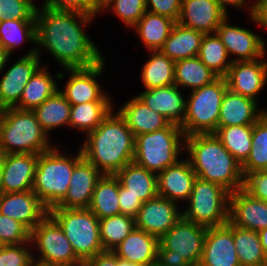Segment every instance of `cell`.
<instances>
[{
    "label": "cell",
    "mask_w": 267,
    "mask_h": 266,
    "mask_svg": "<svg viewBox=\"0 0 267 266\" xmlns=\"http://www.w3.org/2000/svg\"><path fill=\"white\" fill-rule=\"evenodd\" d=\"M251 21L267 29V0L261 2L259 15H250Z\"/></svg>",
    "instance_id": "f5cc1de1"
},
{
    "label": "cell",
    "mask_w": 267,
    "mask_h": 266,
    "mask_svg": "<svg viewBox=\"0 0 267 266\" xmlns=\"http://www.w3.org/2000/svg\"><path fill=\"white\" fill-rule=\"evenodd\" d=\"M118 15L121 21L132 28L147 11L146 0H110L100 10V13L105 10Z\"/></svg>",
    "instance_id": "7bdbcfd3"
},
{
    "label": "cell",
    "mask_w": 267,
    "mask_h": 266,
    "mask_svg": "<svg viewBox=\"0 0 267 266\" xmlns=\"http://www.w3.org/2000/svg\"><path fill=\"white\" fill-rule=\"evenodd\" d=\"M228 222L259 232L267 228V202L255 198L243 188L229 195Z\"/></svg>",
    "instance_id": "e0dca14e"
},
{
    "label": "cell",
    "mask_w": 267,
    "mask_h": 266,
    "mask_svg": "<svg viewBox=\"0 0 267 266\" xmlns=\"http://www.w3.org/2000/svg\"><path fill=\"white\" fill-rule=\"evenodd\" d=\"M196 178L188 158L178 160L157 174L158 195L176 203L187 202Z\"/></svg>",
    "instance_id": "603a6c76"
},
{
    "label": "cell",
    "mask_w": 267,
    "mask_h": 266,
    "mask_svg": "<svg viewBox=\"0 0 267 266\" xmlns=\"http://www.w3.org/2000/svg\"><path fill=\"white\" fill-rule=\"evenodd\" d=\"M28 244L1 245L0 266H30L35 254Z\"/></svg>",
    "instance_id": "f6af8a7d"
},
{
    "label": "cell",
    "mask_w": 267,
    "mask_h": 266,
    "mask_svg": "<svg viewBox=\"0 0 267 266\" xmlns=\"http://www.w3.org/2000/svg\"><path fill=\"white\" fill-rule=\"evenodd\" d=\"M233 239L241 266H262L266 262L258 232L233 225Z\"/></svg>",
    "instance_id": "8d00e7d4"
},
{
    "label": "cell",
    "mask_w": 267,
    "mask_h": 266,
    "mask_svg": "<svg viewBox=\"0 0 267 266\" xmlns=\"http://www.w3.org/2000/svg\"><path fill=\"white\" fill-rule=\"evenodd\" d=\"M228 89L225 77L190 92L186 100L184 121L180 125L184 136L215 133L223 96Z\"/></svg>",
    "instance_id": "9c48e42d"
},
{
    "label": "cell",
    "mask_w": 267,
    "mask_h": 266,
    "mask_svg": "<svg viewBox=\"0 0 267 266\" xmlns=\"http://www.w3.org/2000/svg\"><path fill=\"white\" fill-rule=\"evenodd\" d=\"M24 41L36 45L35 20H9L5 18L0 20V44L10 55Z\"/></svg>",
    "instance_id": "f35d334b"
},
{
    "label": "cell",
    "mask_w": 267,
    "mask_h": 266,
    "mask_svg": "<svg viewBox=\"0 0 267 266\" xmlns=\"http://www.w3.org/2000/svg\"><path fill=\"white\" fill-rule=\"evenodd\" d=\"M241 169L243 176L267 169V112L253 125L251 151Z\"/></svg>",
    "instance_id": "b9f144b4"
},
{
    "label": "cell",
    "mask_w": 267,
    "mask_h": 266,
    "mask_svg": "<svg viewBox=\"0 0 267 266\" xmlns=\"http://www.w3.org/2000/svg\"><path fill=\"white\" fill-rule=\"evenodd\" d=\"M105 59L87 68H64L68 72L69 79L65 88L60 93L71 105H77L92 101H112L99 85L96 77L102 76Z\"/></svg>",
    "instance_id": "7c38bea8"
},
{
    "label": "cell",
    "mask_w": 267,
    "mask_h": 266,
    "mask_svg": "<svg viewBox=\"0 0 267 266\" xmlns=\"http://www.w3.org/2000/svg\"><path fill=\"white\" fill-rule=\"evenodd\" d=\"M185 151L198 178L219 184L230 193L243 188L240 163L214 133L186 136Z\"/></svg>",
    "instance_id": "3957f363"
},
{
    "label": "cell",
    "mask_w": 267,
    "mask_h": 266,
    "mask_svg": "<svg viewBox=\"0 0 267 266\" xmlns=\"http://www.w3.org/2000/svg\"><path fill=\"white\" fill-rule=\"evenodd\" d=\"M230 192L219 184L196 178L182 217L206 227L228 222Z\"/></svg>",
    "instance_id": "30bf717a"
},
{
    "label": "cell",
    "mask_w": 267,
    "mask_h": 266,
    "mask_svg": "<svg viewBox=\"0 0 267 266\" xmlns=\"http://www.w3.org/2000/svg\"><path fill=\"white\" fill-rule=\"evenodd\" d=\"M243 189L253 197L267 202V169L247 173Z\"/></svg>",
    "instance_id": "c3c4849f"
},
{
    "label": "cell",
    "mask_w": 267,
    "mask_h": 266,
    "mask_svg": "<svg viewBox=\"0 0 267 266\" xmlns=\"http://www.w3.org/2000/svg\"><path fill=\"white\" fill-rule=\"evenodd\" d=\"M216 2L221 6V8L228 14V7L232 5V7L243 8L245 7L247 1L246 0H216Z\"/></svg>",
    "instance_id": "db71d44e"
},
{
    "label": "cell",
    "mask_w": 267,
    "mask_h": 266,
    "mask_svg": "<svg viewBox=\"0 0 267 266\" xmlns=\"http://www.w3.org/2000/svg\"><path fill=\"white\" fill-rule=\"evenodd\" d=\"M30 266H63V265L44 263V262L38 261L36 259H33Z\"/></svg>",
    "instance_id": "91938a15"
},
{
    "label": "cell",
    "mask_w": 267,
    "mask_h": 266,
    "mask_svg": "<svg viewBox=\"0 0 267 266\" xmlns=\"http://www.w3.org/2000/svg\"><path fill=\"white\" fill-rule=\"evenodd\" d=\"M120 214H126L132 217L138 215L139 209L142 207L143 202L130 193L124 188L119 182V193H118Z\"/></svg>",
    "instance_id": "f907efd6"
},
{
    "label": "cell",
    "mask_w": 267,
    "mask_h": 266,
    "mask_svg": "<svg viewBox=\"0 0 267 266\" xmlns=\"http://www.w3.org/2000/svg\"><path fill=\"white\" fill-rule=\"evenodd\" d=\"M119 266H141V265L119 259Z\"/></svg>",
    "instance_id": "94428289"
},
{
    "label": "cell",
    "mask_w": 267,
    "mask_h": 266,
    "mask_svg": "<svg viewBox=\"0 0 267 266\" xmlns=\"http://www.w3.org/2000/svg\"><path fill=\"white\" fill-rule=\"evenodd\" d=\"M218 76L198 56L175 62L174 84L192 91L211 84Z\"/></svg>",
    "instance_id": "d6a6232c"
},
{
    "label": "cell",
    "mask_w": 267,
    "mask_h": 266,
    "mask_svg": "<svg viewBox=\"0 0 267 266\" xmlns=\"http://www.w3.org/2000/svg\"><path fill=\"white\" fill-rule=\"evenodd\" d=\"M150 58L143 65L141 81L146 89L166 87L174 84L175 61L160 50L149 51Z\"/></svg>",
    "instance_id": "e575fe53"
},
{
    "label": "cell",
    "mask_w": 267,
    "mask_h": 266,
    "mask_svg": "<svg viewBox=\"0 0 267 266\" xmlns=\"http://www.w3.org/2000/svg\"><path fill=\"white\" fill-rule=\"evenodd\" d=\"M42 9V10H41ZM97 16L75 11L36 10V48L46 49L64 68H87L104 59L99 48L84 31Z\"/></svg>",
    "instance_id": "6da1fadb"
},
{
    "label": "cell",
    "mask_w": 267,
    "mask_h": 266,
    "mask_svg": "<svg viewBox=\"0 0 267 266\" xmlns=\"http://www.w3.org/2000/svg\"><path fill=\"white\" fill-rule=\"evenodd\" d=\"M48 214L61 227L76 256L83 263L104 252L99 219L89 208L53 207L48 210Z\"/></svg>",
    "instance_id": "ba28073f"
},
{
    "label": "cell",
    "mask_w": 267,
    "mask_h": 266,
    "mask_svg": "<svg viewBox=\"0 0 267 266\" xmlns=\"http://www.w3.org/2000/svg\"><path fill=\"white\" fill-rule=\"evenodd\" d=\"M198 57L218 77H225L233 63L228 60L227 49L216 33L204 34Z\"/></svg>",
    "instance_id": "ab89813d"
},
{
    "label": "cell",
    "mask_w": 267,
    "mask_h": 266,
    "mask_svg": "<svg viewBox=\"0 0 267 266\" xmlns=\"http://www.w3.org/2000/svg\"><path fill=\"white\" fill-rule=\"evenodd\" d=\"M39 154H4L2 192L32 190Z\"/></svg>",
    "instance_id": "7402d4cb"
},
{
    "label": "cell",
    "mask_w": 267,
    "mask_h": 266,
    "mask_svg": "<svg viewBox=\"0 0 267 266\" xmlns=\"http://www.w3.org/2000/svg\"><path fill=\"white\" fill-rule=\"evenodd\" d=\"M102 173L82 157L74 166L68 193L56 206L62 208H89L93 191Z\"/></svg>",
    "instance_id": "44dd1931"
},
{
    "label": "cell",
    "mask_w": 267,
    "mask_h": 266,
    "mask_svg": "<svg viewBox=\"0 0 267 266\" xmlns=\"http://www.w3.org/2000/svg\"><path fill=\"white\" fill-rule=\"evenodd\" d=\"M180 90L177 85L173 84L145 89L137 97L151 110L163 115L170 123L181 125L185 116L186 98Z\"/></svg>",
    "instance_id": "cb8c5ba5"
},
{
    "label": "cell",
    "mask_w": 267,
    "mask_h": 266,
    "mask_svg": "<svg viewBox=\"0 0 267 266\" xmlns=\"http://www.w3.org/2000/svg\"><path fill=\"white\" fill-rule=\"evenodd\" d=\"M119 179L115 175H105L97 181L89 209L103 219L120 214Z\"/></svg>",
    "instance_id": "1f68e13d"
},
{
    "label": "cell",
    "mask_w": 267,
    "mask_h": 266,
    "mask_svg": "<svg viewBox=\"0 0 267 266\" xmlns=\"http://www.w3.org/2000/svg\"><path fill=\"white\" fill-rule=\"evenodd\" d=\"M214 134L240 165L247 160L252 147L253 126L217 128Z\"/></svg>",
    "instance_id": "74e56055"
},
{
    "label": "cell",
    "mask_w": 267,
    "mask_h": 266,
    "mask_svg": "<svg viewBox=\"0 0 267 266\" xmlns=\"http://www.w3.org/2000/svg\"><path fill=\"white\" fill-rule=\"evenodd\" d=\"M259 237H260V242L264 251L265 259L267 262V228L263 229L258 232Z\"/></svg>",
    "instance_id": "9f6ffc18"
},
{
    "label": "cell",
    "mask_w": 267,
    "mask_h": 266,
    "mask_svg": "<svg viewBox=\"0 0 267 266\" xmlns=\"http://www.w3.org/2000/svg\"><path fill=\"white\" fill-rule=\"evenodd\" d=\"M10 56L11 55L0 44V74L4 71L5 65H7V61L9 60Z\"/></svg>",
    "instance_id": "11a10c76"
},
{
    "label": "cell",
    "mask_w": 267,
    "mask_h": 266,
    "mask_svg": "<svg viewBox=\"0 0 267 266\" xmlns=\"http://www.w3.org/2000/svg\"><path fill=\"white\" fill-rule=\"evenodd\" d=\"M207 227L183 217L159 239L157 265L198 266Z\"/></svg>",
    "instance_id": "8992f818"
},
{
    "label": "cell",
    "mask_w": 267,
    "mask_h": 266,
    "mask_svg": "<svg viewBox=\"0 0 267 266\" xmlns=\"http://www.w3.org/2000/svg\"><path fill=\"white\" fill-rule=\"evenodd\" d=\"M34 0H0V15L9 20H35Z\"/></svg>",
    "instance_id": "bcb514c9"
},
{
    "label": "cell",
    "mask_w": 267,
    "mask_h": 266,
    "mask_svg": "<svg viewBox=\"0 0 267 266\" xmlns=\"http://www.w3.org/2000/svg\"><path fill=\"white\" fill-rule=\"evenodd\" d=\"M158 246V238L135 227L112 252L119 259L141 266H153L157 263Z\"/></svg>",
    "instance_id": "484cf974"
},
{
    "label": "cell",
    "mask_w": 267,
    "mask_h": 266,
    "mask_svg": "<svg viewBox=\"0 0 267 266\" xmlns=\"http://www.w3.org/2000/svg\"><path fill=\"white\" fill-rule=\"evenodd\" d=\"M42 7L56 11H75L91 16L100 14L94 0H45Z\"/></svg>",
    "instance_id": "7dc6e473"
},
{
    "label": "cell",
    "mask_w": 267,
    "mask_h": 266,
    "mask_svg": "<svg viewBox=\"0 0 267 266\" xmlns=\"http://www.w3.org/2000/svg\"><path fill=\"white\" fill-rule=\"evenodd\" d=\"M247 1H248L247 5L249 4V6H250V8H248L249 16L250 15H259L260 8H261V2L263 0H256L255 2H253V4L249 3V0H247Z\"/></svg>",
    "instance_id": "6f0895ef"
},
{
    "label": "cell",
    "mask_w": 267,
    "mask_h": 266,
    "mask_svg": "<svg viewBox=\"0 0 267 266\" xmlns=\"http://www.w3.org/2000/svg\"><path fill=\"white\" fill-rule=\"evenodd\" d=\"M228 15L216 0H182L178 23L204 34H214Z\"/></svg>",
    "instance_id": "ffe728a7"
},
{
    "label": "cell",
    "mask_w": 267,
    "mask_h": 266,
    "mask_svg": "<svg viewBox=\"0 0 267 266\" xmlns=\"http://www.w3.org/2000/svg\"><path fill=\"white\" fill-rule=\"evenodd\" d=\"M115 176L128 193L139 197L143 203L158 195L157 174L134 162L127 164Z\"/></svg>",
    "instance_id": "f546056e"
},
{
    "label": "cell",
    "mask_w": 267,
    "mask_h": 266,
    "mask_svg": "<svg viewBox=\"0 0 267 266\" xmlns=\"http://www.w3.org/2000/svg\"><path fill=\"white\" fill-rule=\"evenodd\" d=\"M30 243V231L19 221L0 213V245Z\"/></svg>",
    "instance_id": "ee69618b"
},
{
    "label": "cell",
    "mask_w": 267,
    "mask_h": 266,
    "mask_svg": "<svg viewBox=\"0 0 267 266\" xmlns=\"http://www.w3.org/2000/svg\"><path fill=\"white\" fill-rule=\"evenodd\" d=\"M32 111L47 134L59 126H70L71 104L59 90Z\"/></svg>",
    "instance_id": "836d02e7"
},
{
    "label": "cell",
    "mask_w": 267,
    "mask_h": 266,
    "mask_svg": "<svg viewBox=\"0 0 267 266\" xmlns=\"http://www.w3.org/2000/svg\"><path fill=\"white\" fill-rule=\"evenodd\" d=\"M257 101L226 90L218 118V128L229 126H253L267 110L258 109Z\"/></svg>",
    "instance_id": "d4e9b609"
},
{
    "label": "cell",
    "mask_w": 267,
    "mask_h": 266,
    "mask_svg": "<svg viewBox=\"0 0 267 266\" xmlns=\"http://www.w3.org/2000/svg\"><path fill=\"white\" fill-rule=\"evenodd\" d=\"M82 157L80 148L72 157L59 151L58 145L39 154L32 190L48 210L67 195L74 166Z\"/></svg>",
    "instance_id": "5b68a950"
},
{
    "label": "cell",
    "mask_w": 267,
    "mask_h": 266,
    "mask_svg": "<svg viewBox=\"0 0 267 266\" xmlns=\"http://www.w3.org/2000/svg\"><path fill=\"white\" fill-rule=\"evenodd\" d=\"M37 48L33 47L20 57L0 79V108L15 107L22 97L24 88L34 73L42 66Z\"/></svg>",
    "instance_id": "4fadbf2b"
},
{
    "label": "cell",
    "mask_w": 267,
    "mask_h": 266,
    "mask_svg": "<svg viewBox=\"0 0 267 266\" xmlns=\"http://www.w3.org/2000/svg\"><path fill=\"white\" fill-rule=\"evenodd\" d=\"M30 243L36 245V251H40V257H33L38 261L63 266H83L61 227L49 214L30 232Z\"/></svg>",
    "instance_id": "8fae6325"
},
{
    "label": "cell",
    "mask_w": 267,
    "mask_h": 266,
    "mask_svg": "<svg viewBox=\"0 0 267 266\" xmlns=\"http://www.w3.org/2000/svg\"><path fill=\"white\" fill-rule=\"evenodd\" d=\"M86 138L82 156L102 174L115 175L133 162L135 136L118 112L111 111Z\"/></svg>",
    "instance_id": "7a4b0ae2"
},
{
    "label": "cell",
    "mask_w": 267,
    "mask_h": 266,
    "mask_svg": "<svg viewBox=\"0 0 267 266\" xmlns=\"http://www.w3.org/2000/svg\"><path fill=\"white\" fill-rule=\"evenodd\" d=\"M178 204L159 195L144 202L135 217L136 228L160 239L182 218Z\"/></svg>",
    "instance_id": "9a60e30c"
},
{
    "label": "cell",
    "mask_w": 267,
    "mask_h": 266,
    "mask_svg": "<svg viewBox=\"0 0 267 266\" xmlns=\"http://www.w3.org/2000/svg\"><path fill=\"white\" fill-rule=\"evenodd\" d=\"M232 61H253L264 57L267 52L265 39L247 28L229 24L227 16L216 30Z\"/></svg>",
    "instance_id": "5bb4252c"
},
{
    "label": "cell",
    "mask_w": 267,
    "mask_h": 266,
    "mask_svg": "<svg viewBox=\"0 0 267 266\" xmlns=\"http://www.w3.org/2000/svg\"><path fill=\"white\" fill-rule=\"evenodd\" d=\"M83 266H119V258L112 251H104L88 259Z\"/></svg>",
    "instance_id": "816d5d0a"
},
{
    "label": "cell",
    "mask_w": 267,
    "mask_h": 266,
    "mask_svg": "<svg viewBox=\"0 0 267 266\" xmlns=\"http://www.w3.org/2000/svg\"><path fill=\"white\" fill-rule=\"evenodd\" d=\"M3 159L4 154L0 151V193H2Z\"/></svg>",
    "instance_id": "680465c9"
},
{
    "label": "cell",
    "mask_w": 267,
    "mask_h": 266,
    "mask_svg": "<svg viewBox=\"0 0 267 266\" xmlns=\"http://www.w3.org/2000/svg\"><path fill=\"white\" fill-rule=\"evenodd\" d=\"M113 110L111 101H92L71 105L70 127L84 134L95 130Z\"/></svg>",
    "instance_id": "d590c367"
},
{
    "label": "cell",
    "mask_w": 267,
    "mask_h": 266,
    "mask_svg": "<svg viewBox=\"0 0 267 266\" xmlns=\"http://www.w3.org/2000/svg\"><path fill=\"white\" fill-rule=\"evenodd\" d=\"M185 150V136L180 125L167 127L135 137L133 162L156 174L180 160Z\"/></svg>",
    "instance_id": "52a82bcc"
},
{
    "label": "cell",
    "mask_w": 267,
    "mask_h": 266,
    "mask_svg": "<svg viewBox=\"0 0 267 266\" xmlns=\"http://www.w3.org/2000/svg\"><path fill=\"white\" fill-rule=\"evenodd\" d=\"M135 227V218L126 214L99 219L100 240L104 251H112Z\"/></svg>",
    "instance_id": "60d3db41"
},
{
    "label": "cell",
    "mask_w": 267,
    "mask_h": 266,
    "mask_svg": "<svg viewBox=\"0 0 267 266\" xmlns=\"http://www.w3.org/2000/svg\"><path fill=\"white\" fill-rule=\"evenodd\" d=\"M262 266H267V262L263 263Z\"/></svg>",
    "instance_id": "be15d7a7"
},
{
    "label": "cell",
    "mask_w": 267,
    "mask_h": 266,
    "mask_svg": "<svg viewBox=\"0 0 267 266\" xmlns=\"http://www.w3.org/2000/svg\"><path fill=\"white\" fill-rule=\"evenodd\" d=\"M225 79L230 91L259 103L257 95L267 84V60L234 61Z\"/></svg>",
    "instance_id": "2e32d148"
},
{
    "label": "cell",
    "mask_w": 267,
    "mask_h": 266,
    "mask_svg": "<svg viewBox=\"0 0 267 266\" xmlns=\"http://www.w3.org/2000/svg\"><path fill=\"white\" fill-rule=\"evenodd\" d=\"M32 110L2 109L0 151L3 154H41L54 148Z\"/></svg>",
    "instance_id": "277c9868"
},
{
    "label": "cell",
    "mask_w": 267,
    "mask_h": 266,
    "mask_svg": "<svg viewBox=\"0 0 267 266\" xmlns=\"http://www.w3.org/2000/svg\"><path fill=\"white\" fill-rule=\"evenodd\" d=\"M118 113L135 137L163 129L170 124L163 115L151 110L137 96H133L121 106Z\"/></svg>",
    "instance_id": "4316f807"
},
{
    "label": "cell",
    "mask_w": 267,
    "mask_h": 266,
    "mask_svg": "<svg viewBox=\"0 0 267 266\" xmlns=\"http://www.w3.org/2000/svg\"><path fill=\"white\" fill-rule=\"evenodd\" d=\"M203 36L204 33L176 22L160 51L175 62L196 57Z\"/></svg>",
    "instance_id": "f1b7e54d"
},
{
    "label": "cell",
    "mask_w": 267,
    "mask_h": 266,
    "mask_svg": "<svg viewBox=\"0 0 267 266\" xmlns=\"http://www.w3.org/2000/svg\"><path fill=\"white\" fill-rule=\"evenodd\" d=\"M0 213L23 224L30 232L48 214L33 190L0 193Z\"/></svg>",
    "instance_id": "d6986e66"
},
{
    "label": "cell",
    "mask_w": 267,
    "mask_h": 266,
    "mask_svg": "<svg viewBox=\"0 0 267 266\" xmlns=\"http://www.w3.org/2000/svg\"><path fill=\"white\" fill-rule=\"evenodd\" d=\"M55 75L51 76L50 72H48L47 65L43 67L42 64L26 84L20 102L15 108L33 110L45 100L52 97L59 90V86L55 81L63 79L65 76L63 72H57ZM54 77L57 79H54Z\"/></svg>",
    "instance_id": "83f0119b"
},
{
    "label": "cell",
    "mask_w": 267,
    "mask_h": 266,
    "mask_svg": "<svg viewBox=\"0 0 267 266\" xmlns=\"http://www.w3.org/2000/svg\"><path fill=\"white\" fill-rule=\"evenodd\" d=\"M96 6L101 10V8L110 0H94Z\"/></svg>",
    "instance_id": "6125c7cd"
},
{
    "label": "cell",
    "mask_w": 267,
    "mask_h": 266,
    "mask_svg": "<svg viewBox=\"0 0 267 266\" xmlns=\"http://www.w3.org/2000/svg\"><path fill=\"white\" fill-rule=\"evenodd\" d=\"M182 0H146L147 11L178 22ZM150 8V9H149Z\"/></svg>",
    "instance_id": "681fc988"
},
{
    "label": "cell",
    "mask_w": 267,
    "mask_h": 266,
    "mask_svg": "<svg viewBox=\"0 0 267 266\" xmlns=\"http://www.w3.org/2000/svg\"><path fill=\"white\" fill-rule=\"evenodd\" d=\"M233 239V225L207 227L198 266H241Z\"/></svg>",
    "instance_id": "ac0fdd59"
},
{
    "label": "cell",
    "mask_w": 267,
    "mask_h": 266,
    "mask_svg": "<svg viewBox=\"0 0 267 266\" xmlns=\"http://www.w3.org/2000/svg\"><path fill=\"white\" fill-rule=\"evenodd\" d=\"M176 22L169 17L146 11L132 27L148 51L160 50Z\"/></svg>",
    "instance_id": "4dcf8cb0"
}]
</instances>
